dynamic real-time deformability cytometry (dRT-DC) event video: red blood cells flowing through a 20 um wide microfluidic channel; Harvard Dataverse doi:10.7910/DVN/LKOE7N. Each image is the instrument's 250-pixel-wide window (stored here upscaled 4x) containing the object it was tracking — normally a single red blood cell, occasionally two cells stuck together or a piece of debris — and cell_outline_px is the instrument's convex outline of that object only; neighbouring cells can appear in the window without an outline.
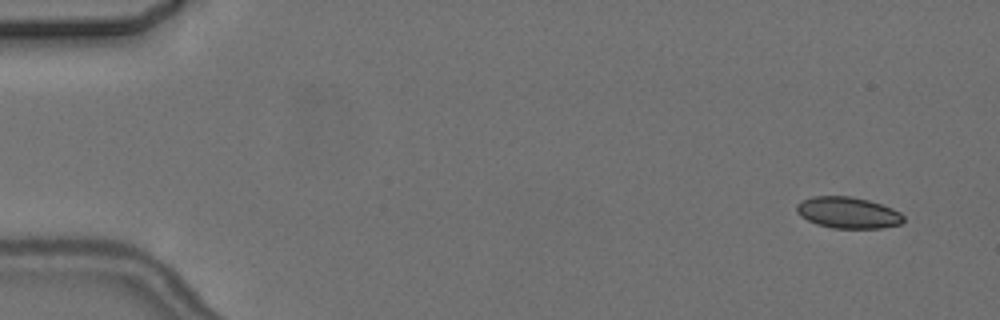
{"species": "common noctule bat (a hibernating species)", "species_latin": "Nyctalus noctula", "temperature_condition": "cold", "stored_images_in_passage": 5, "camera_frame_rate_fps": 3000, "um_per_image_px": 0.085, "animal": {"sex": "female", "body_mass_g": 24.6, "forearm_length_mm": 56.2}, "frame": {"image": 1, "passage_image": 2, "time_ms": 1.0, "image_size_px": [1000, 320], "cell_outline_px": [[904, 220], [900, 224], [880, 228], [832, 228], [816, 224], [800, 216], [796, 212], [796, 204], [812, 196], [852, 196], [868, 200], [892, 208], [900, 212], [904, 216]], "centroid_in_image_um": [72.06, 18.07], "position_along_channel_um": 12.9, "area_um2": 19.54}}
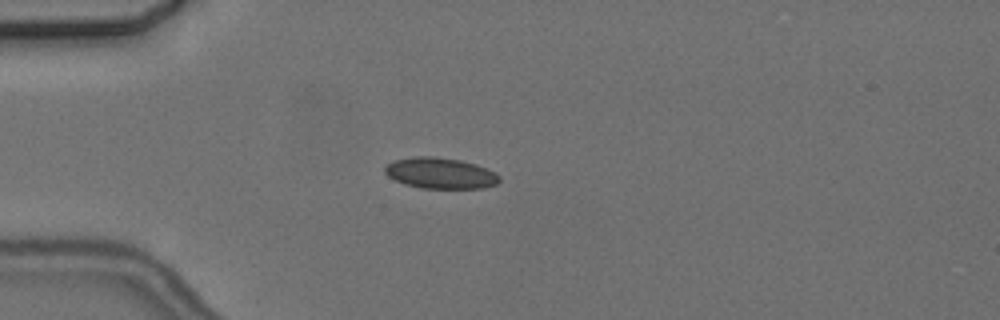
{"frame": {"image": 2, "passage_image": 5, "time_ms": 5.0, "image_size_px": [1000, 320], "cell_outline_px": [[500, 180], [496, 184], [484, 188], [420, 188], [404, 184], [388, 176], [384, 172], [384, 168], [388, 164], [396, 160], [416, 156], [432, 156], [460, 160], [476, 164], [496, 172], [500, 176]], "centroid_in_image_um": [37.45, 14.72], "position_along_channel_um": 47.5, "area_um2": 20.63}}